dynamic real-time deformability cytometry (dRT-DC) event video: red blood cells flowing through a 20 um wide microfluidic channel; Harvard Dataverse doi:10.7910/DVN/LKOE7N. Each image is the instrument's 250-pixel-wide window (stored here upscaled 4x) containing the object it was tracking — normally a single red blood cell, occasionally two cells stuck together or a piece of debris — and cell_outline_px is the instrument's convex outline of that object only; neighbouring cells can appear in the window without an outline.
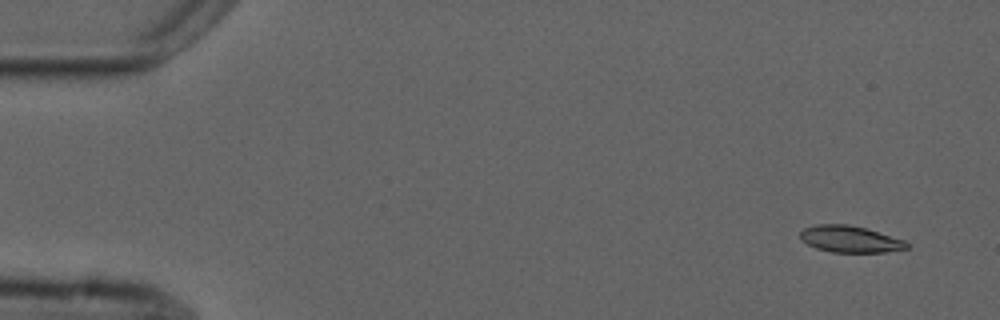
{"species": "common noctule bat (a hibernating species)", "species_latin": "Nyctalus noctula", "temperature_condition": "cold", "stored_images_in_passage": 6, "camera_frame_rate_fps": 3000, "um_per_image_px": 0.085, "animal": {"sex": "male", "forearm_length_mm": 52.5}, "frame": {"image": 1, "passage_image": 2, "time_ms": 1.0, "image_size_px": [1000, 320], "cell_outline_px": [[908, 248], [884, 252], [832, 252], [816, 248], [808, 244], [800, 236], [800, 232], [804, 228], [816, 224], [848, 224], [864, 228], [904, 240], [908, 244]], "centroid_in_image_um": [72.23, 20.32], "position_along_channel_um": 12.8, "area_um2": 16.24}}
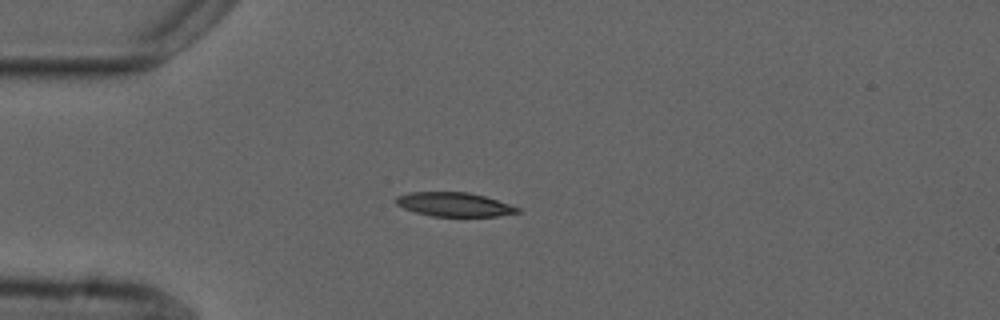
{"frame": {"image": 2, "passage_image": 5, "time_ms": 4.667, "image_size_px": [1000, 320], "cell_outline_px": [[520, 212], [496, 216], [432, 216], [416, 212], [404, 208], [396, 204], [396, 196], [408, 192], [468, 192], [484, 196], [520, 208]], "centroid_in_image_um": [38.58, 17.37], "position_along_channel_um": 46.4, "area_um2": 16.82}}